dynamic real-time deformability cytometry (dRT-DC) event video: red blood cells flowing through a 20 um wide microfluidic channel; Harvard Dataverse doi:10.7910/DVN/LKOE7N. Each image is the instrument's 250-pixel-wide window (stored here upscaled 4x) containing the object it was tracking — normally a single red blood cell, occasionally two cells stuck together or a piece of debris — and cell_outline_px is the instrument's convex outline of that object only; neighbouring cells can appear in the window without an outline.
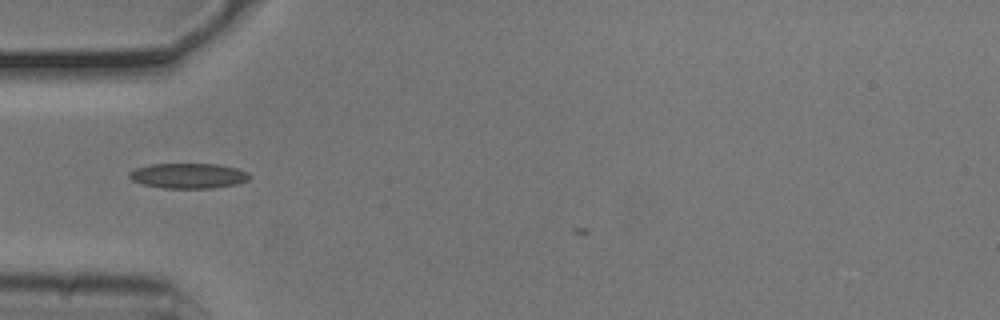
{"species": "common noctule bat (a hibernating species)", "species_latin": "Nyctalus noctula", "temperature_condition": "cold", "stored_images_in_passage": 4, "camera_frame_rate_fps": 3000, "um_per_image_px": 0.085, "animal": {"sex": "male", "body_mass_g": 20.5, "forearm_length_mm": 52.5}, "frame": {"image": 1, "passage_image": 2, "time_ms": 0.333, "image_size_px": [1000, 320], "cell_outline_px": [[252, 176], [248, 180], [236, 184], [212, 188], [164, 188], [144, 184], [132, 180], [128, 176], [128, 172], [136, 168], [152, 164], [220, 164], [236, 168], [248, 172]], "centroid_in_image_um": [16.03, 14.93], "position_along_channel_um": 69.0, "area_um2": 17.63}}